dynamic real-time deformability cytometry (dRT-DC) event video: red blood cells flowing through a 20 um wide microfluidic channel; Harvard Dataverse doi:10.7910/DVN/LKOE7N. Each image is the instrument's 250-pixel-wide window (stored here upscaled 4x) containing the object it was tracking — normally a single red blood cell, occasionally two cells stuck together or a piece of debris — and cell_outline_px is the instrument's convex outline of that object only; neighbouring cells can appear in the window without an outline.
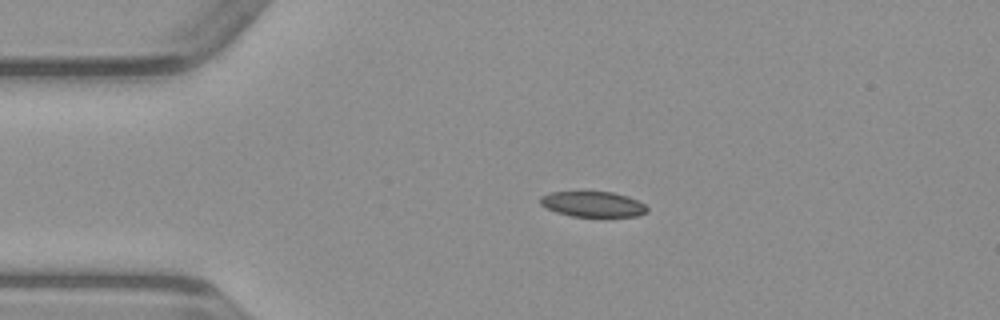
{"species": "common noctule bat (a hibernating species)", "species_latin": "Nyctalus noctula", "temperature_condition": "warm", "stored_images_in_passage": 40, "camera_frame_rate_fps": 3000, "um_per_image_px": 0.085, "animal": {"sex": "male", "body_mass_g": 23.1, "forearm_length_mm": 52.7}, "frame": {"image": 1, "passage_image": 1, "time_ms": 0.0, "image_size_px": [1000, 320], "cell_outline_px": [[648, 212], [636, 216], [572, 216], [556, 212], [540, 204], [540, 196], [552, 192], [612, 192], [628, 196], [644, 204], [648, 208]], "centroid_in_image_um": [50.4, 17.35], "position_along_channel_um": 34.6, "area_um2": 15.66}}
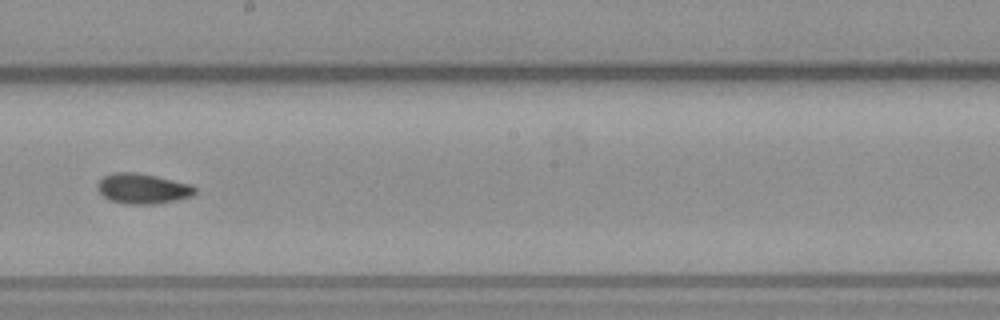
{"frame": {"image": 2, "passage_image": 18, "time_ms": 5.667, "image_size_px": [1000, 320], "cell_outline_px": [[196, 192], [192, 196], [156, 204], [128, 204], [112, 200], [104, 196], [96, 188], [96, 184], [104, 176], [116, 172], [136, 172], [156, 176], [192, 184], [196, 188]], "centroid_in_image_um": [12.14, 16.02], "position_along_channel_um": 236.1, "area_um2": 17.11}}
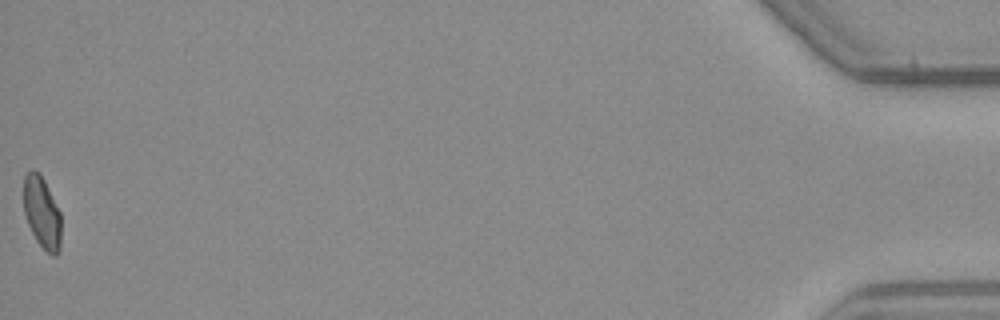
{"frame": {"image": 3, "passage_image": 40, "time_ms": 13.0, "image_size_px": [1000, 320], "cell_outline_px": [[60, 248], [56, 256], [52, 256], [36, 240], [28, 224], [24, 212], [24, 176], [32, 168], [40, 172], [60, 212]], "centroid_in_image_um": [3.56, 18.04], "position_along_channel_um": 431.6, "area_um2": 15.55}}